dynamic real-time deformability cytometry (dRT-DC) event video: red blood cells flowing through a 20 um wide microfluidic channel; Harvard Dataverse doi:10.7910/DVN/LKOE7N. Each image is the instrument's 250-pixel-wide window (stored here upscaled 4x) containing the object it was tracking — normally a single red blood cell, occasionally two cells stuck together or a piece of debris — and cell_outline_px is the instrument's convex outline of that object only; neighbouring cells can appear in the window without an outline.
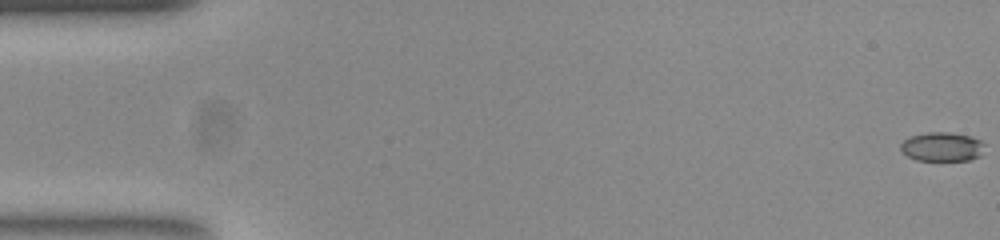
{"species": "common noctule bat (a hibernating species)", "species_latin": "Nyctalus noctula", "temperature_condition": "room temperature", "stored_images_in_passage": 17, "camera_frame_rate_fps": 3000, "um_per_image_px": 0.085, "animal": {"sex": "female", "body_mass_g": 23.0, "forearm_length_mm": 53.4}, "frame": {"image": 1, "passage_image": 1, "time_ms": 0.0, "image_size_px": [1000, 240], "cell_outline_px": [[984, 144], [980, 156], [968, 160], [916, 160], [908, 156], [900, 148], [900, 144], [904, 140], [912, 136], [928, 132], [948, 132], [972, 136], [980, 140]], "centroid_in_image_um": [80.08, 12.47], "position_along_channel_um": 4.9, "area_um2": 14.1}}